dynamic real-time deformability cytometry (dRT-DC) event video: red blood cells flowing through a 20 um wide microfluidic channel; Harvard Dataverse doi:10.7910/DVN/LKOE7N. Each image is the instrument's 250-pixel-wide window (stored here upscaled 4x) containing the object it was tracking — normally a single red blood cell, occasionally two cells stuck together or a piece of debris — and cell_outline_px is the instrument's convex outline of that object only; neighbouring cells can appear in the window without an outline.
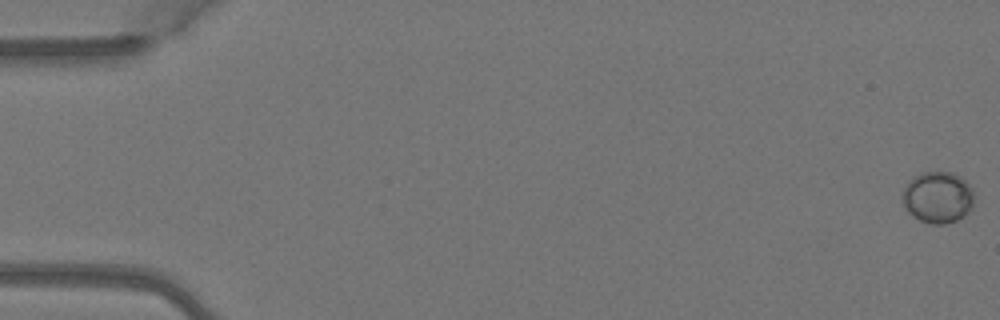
{"species": "Egyptian fruit bat (a non-hibernating species)", "species_latin": "Rousettus aegyptiacus", "temperature_condition": "warm", "stored_images_in_passage": 6, "camera_frame_rate_fps": 3000, "um_per_image_px": 0.085, "animal": {"sex": "female"}, "frame": {"image": 1, "passage_image": 1, "time_ms": 0.0, "image_size_px": [1000, 320], "cell_outline_px": [[972, 208], [964, 216], [956, 220], [944, 224], [932, 224], [920, 220], [912, 216], [908, 212], [904, 204], [904, 188], [908, 180], [912, 176], [920, 172], [952, 172], [960, 176], [972, 188]], "centroid_in_image_um": [79.7, 16.76], "position_along_channel_um": 5.3, "area_um2": 21.44}}
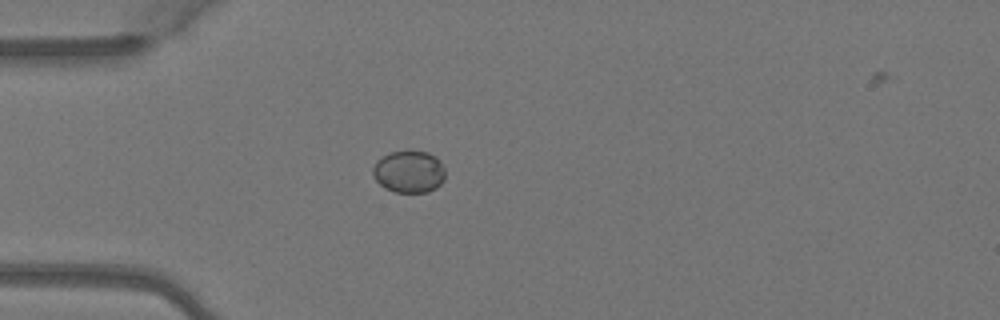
{"frame": {"image": 2, "passage_image": 5, "time_ms": 1.333, "image_size_px": [1000, 320], "cell_outline_px": [[444, 180], [436, 188], [428, 192], [396, 192], [384, 188], [372, 176], [372, 168], [376, 160], [392, 152], [428, 152], [436, 156], [440, 160], [444, 168]], "centroid_in_image_um": [34.76, 14.61], "position_along_channel_um": 50.2, "area_um2": 17.74}}